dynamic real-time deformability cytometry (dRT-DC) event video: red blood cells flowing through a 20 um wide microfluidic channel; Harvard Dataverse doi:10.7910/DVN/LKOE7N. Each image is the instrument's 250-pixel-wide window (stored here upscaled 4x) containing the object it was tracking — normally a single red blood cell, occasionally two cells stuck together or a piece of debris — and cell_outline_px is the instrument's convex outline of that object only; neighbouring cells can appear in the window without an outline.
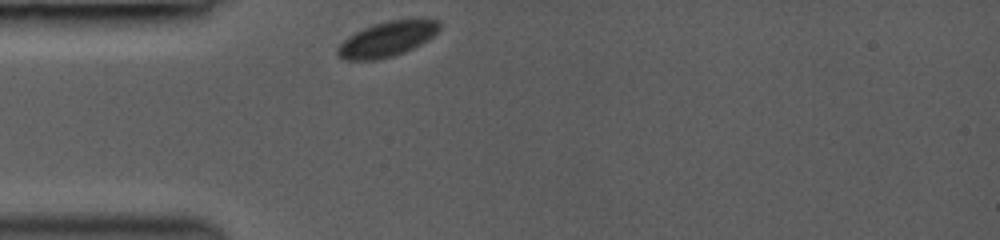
{"species": "common noctule bat (a hibernating species)", "species_latin": "Nyctalus noctula", "temperature_condition": "room temperature", "stored_images_in_passage": 13, "camera_frame_rate_fps": 3000, "um_per_image_px": 0.085, "animal": {"sex": "female", "body_mass_g": 19.0, "forearm_length_mm": 53.3}, "frame": {"image": 1, "passage_image": 1, "time_ms": 0.0, "image_size_px": [1000, 240], "cell_outline_px": [[440, 28], [428, 40], [404, 52], [392, 56], [376, 60], [344, 60], [336, 52], [336, 48], [348, 36], [364, 28], [388, 20], [440, 20]], "centroid_in_image_um": [32.88, 3.34], "position_along_channel_um": 52.1, "area_um2": 20.4}}
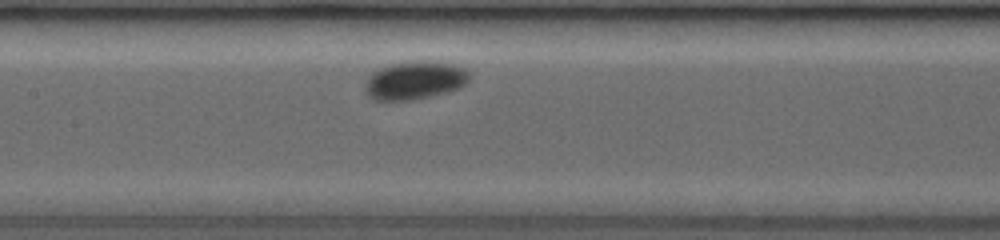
{"frame": {"image": 2, "passage_image": 9, "time_ms": 3.333, "image_size_px": [1000, 240], "cell_outline_px": [[472, 76], [468, 84], [460, 88], [448, 92], [412, 100], [376, 100], [368, 96], [364, 88], [364, 84], [368, 76], [372, 72], [380, 68], [392, 64], [420, 60], [436, 60], [452, 64], [464, 68]], "centroid_in_image_um": [35.3, 6.82], "position_along_channel_um": 172.1, "area_um2": 23.64}}
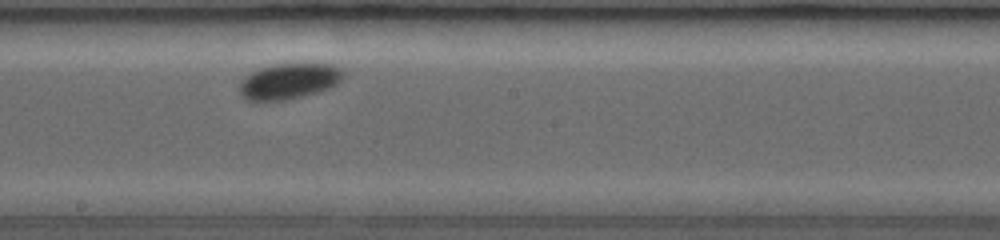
{"frame": {"image": 3, "passage_image": 12, "time_ms": 4.667, "image_size_px": [1000, 240], "cell_outline_px": [[344, 76], [332, 88], [284, 100], [248, 100], [240, 96], [236, 88], [240, 80], [244, 76], [260, 68], [276, 64], [332, 64], [340, 68], [344, 72]], "centroid_in_image_um": [24.51, 6.9], "position_along_channel_um": 223.7, "area_um2": 21.68}}